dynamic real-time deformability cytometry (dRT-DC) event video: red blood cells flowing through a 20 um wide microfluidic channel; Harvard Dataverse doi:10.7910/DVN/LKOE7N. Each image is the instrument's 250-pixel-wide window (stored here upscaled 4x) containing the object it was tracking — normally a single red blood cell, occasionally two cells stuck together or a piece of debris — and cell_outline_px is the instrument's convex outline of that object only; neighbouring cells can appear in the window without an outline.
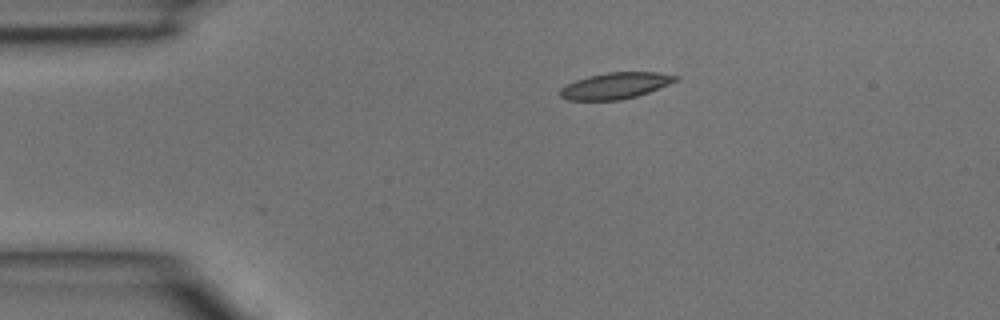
{"species": "common noctule bat (a hibernating species)", "species_latin": "Nyctalus noctula", "temperature_condition": "room temperature", "stored_images_in_passage": 2, "camera_frame_rate_fps": 3000, "um_per_image_px": 0.085, "animal": {"sex": "male", "body_mass_g": 15.6}, "frame": {"image": 1, "passage_image": 1, "time_ms": 0.0, "image_size_px": [1000, 320], "cell_outline_px": [[680, 76], [676, 80], [668, 84], [648, 92], [636, 96], [620, 100], [568, 100], [560, 96], [560, 88], [576, 80], [588, 76], [608, 72], [656, 72]], "centroid_in_image_um": [52.29, 7.28], "position_along_channel_um": 32.7, "area_um2": 17.46}}